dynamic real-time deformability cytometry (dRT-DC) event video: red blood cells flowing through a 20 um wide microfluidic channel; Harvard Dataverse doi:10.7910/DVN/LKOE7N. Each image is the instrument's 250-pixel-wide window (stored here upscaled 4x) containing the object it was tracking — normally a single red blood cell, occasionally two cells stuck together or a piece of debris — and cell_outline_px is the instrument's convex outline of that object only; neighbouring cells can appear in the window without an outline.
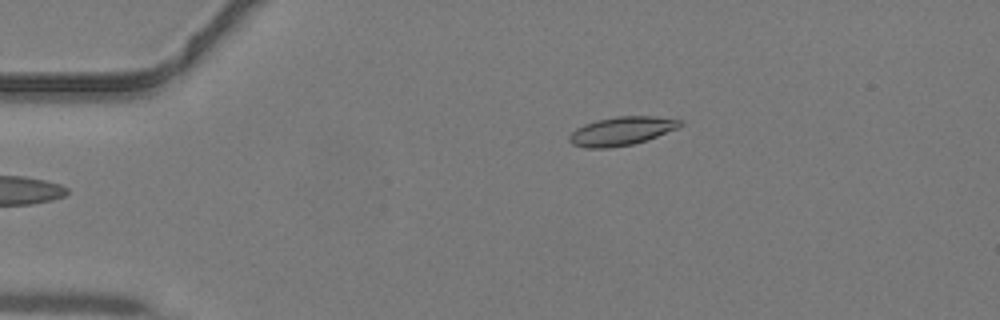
{"species": "common noctule bat (a hibernating species)", "species_latin": "Nyctalus noctula", "temperature_condition": "warm", "stored_images_in_passage": 36, "camera_frame_rate_fps": 3000, "um_per_image_px": 0.085, "animal": {"sex": "male", "body_mass_g": 19.2, "forearm_length_mm": 51.8}, "frame": {"image": 1, "passage_image": 1, "time_ms": 0.0, "image_size_px": [1000, 320], "cell_outline_px": [[684, 124], [676, 128], [656, 136], [632, 144], [608, 148], [584, 148], [572, 144], [568, 140], [568, 136], [576, 128], [584, 124], [596, 120], [616, 116], [656, 116], [684, 120]], "centroid_in_image_um": [52.8, 11.13], "position_along_channel_um": 32.2, "area_um2": 18.44}}
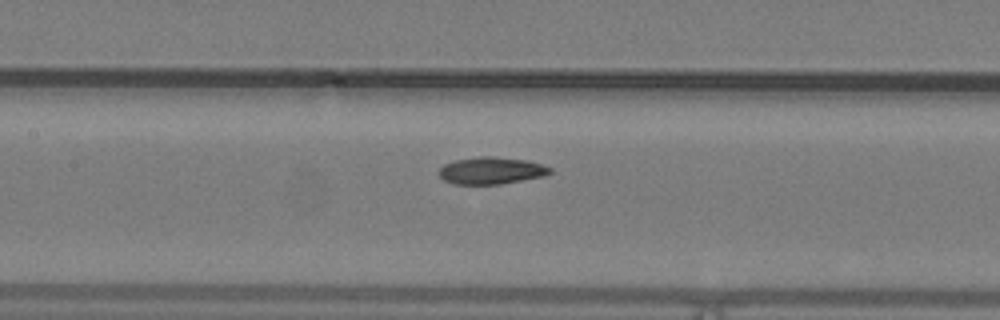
{"frame": {"image": 2, "passage_image": 13, "time_ms": 4.0, "image_size_px": [1000, 320], "cell_outline_px": [[552, 172], [544, 176], [500, 184], [452, 184], [444, 180], [440, 176], [440, 168], [444, 164], [456, 160], [480, 156], [492, 156], [528, 160], [552, 168]], "centroid_in_image_um": [41.77, 14.5], "position_along_channel_um": 165.6, "area_um2": 17.46}}
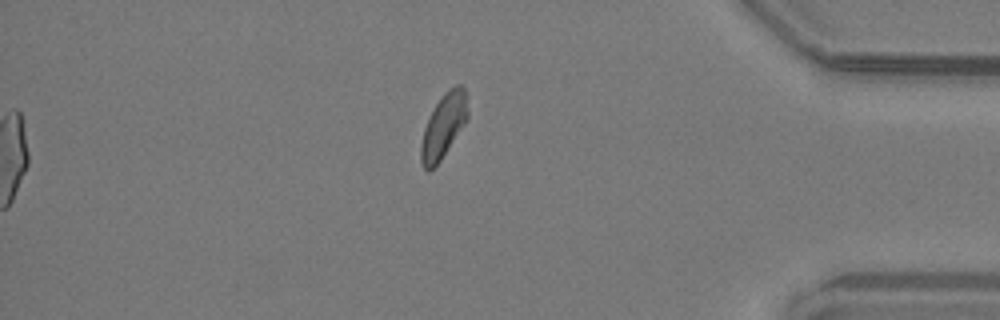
{"frame": {"image": 3, "passage_image": 30, "time_ms": 9.667, "image_size_px": [1000, 320], "cell_outline_px": [[468, 116], [464, 124], [440, 160], [428, 172], [424, 168], [420, 160], [420, 148], [424, 128], [436, 104], [444, 92], [448, 88], [456, 84], [460, 84], [464, 88], [468, 112]], "centroid_in_image_um": [37.69, 10.68], "position_along_channel_um": 397.5, "area_um2": 17.05}}